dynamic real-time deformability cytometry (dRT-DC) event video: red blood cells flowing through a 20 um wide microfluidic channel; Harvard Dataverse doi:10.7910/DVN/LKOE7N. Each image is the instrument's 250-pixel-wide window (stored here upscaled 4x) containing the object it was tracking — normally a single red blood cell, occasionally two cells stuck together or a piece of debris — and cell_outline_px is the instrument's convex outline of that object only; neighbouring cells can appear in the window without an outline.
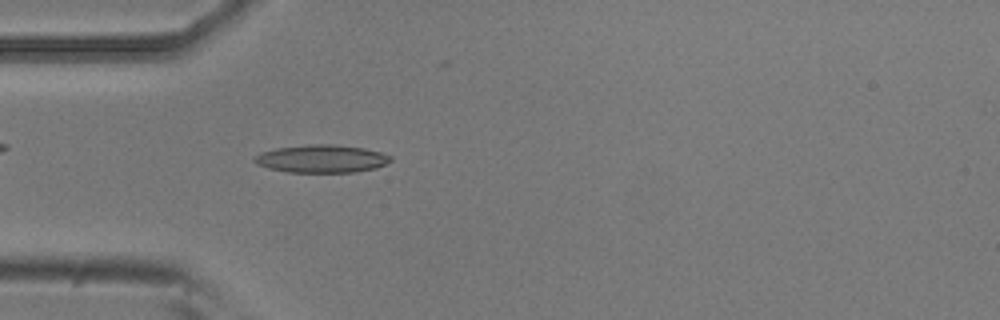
{"species": "common noctule bat (a hibernating species)", "species_latin": "Nyctalus noctula", "temperature_condition": "room temperature", "stored_images_in_passage": 39, "camera_frame_rate_fps": 3000, "um_per_image_px": 0.085, "animal": {"sex": "male", "body_mass_g": 20.5, "forearm_length_mm": 52.5}, "frame": {"image": 1, "passage_image": 1, "time_ms": 0.0, "image_size_px": [1000, 320], "cell_outline_px": [[392, 160], [376, 168], [356, 172], [288, 172], [268, 168], [256, 164], [252, 160], [260, 152], [276, 148], [308, 144], [336, 144], [364, 148], [380, 152], [392, 156]], "centroid_in_image_um": [27.33, 13.49], "position_along_channel_um": 57.7, "area_um2": 22.2}}
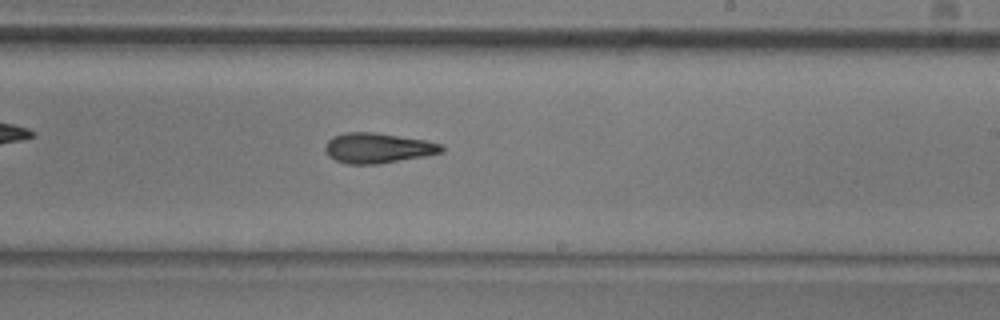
{"frame": {"image": 2, "passage_image": 17, "time_ms": 5.333, "image_size_px": [1000, 320], "cell_outline_px": [[444, 152], [424, 156], [376, 164], [348, 164], [336, 160], [328, 156], [324, 148], [328, 140], [332, 136], [344, 132], [376, 132], [424, 140], [444, 144]], "centroid_in_image_um": [32.11, 12.57], "position_along_channel_um": 256.9, "area_um2": 20.52}}
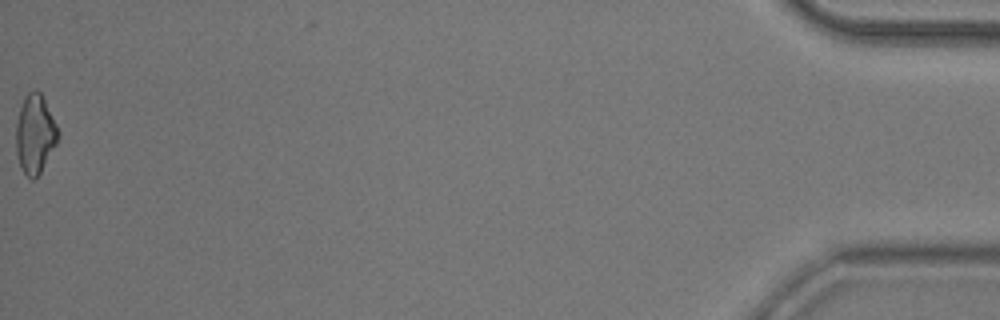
{"frame": {"image": 3, "passage_image": 39, "time_ms": 12.667, "image_size_px": [1000, 320], "cell_outline_px": [[60, 132], [56, 144], [36, 180], [32, 180], [24, 172], [20, 164], [16, 152], [16, 124], [20, 108], [28, 92], [36, 88], [40, 92]], "centroid_in_image_um": [2.98, 11.41], "position_along_channel_um": 432.2, "area_um2": 19.07}, "authors_computed_cell_mechanics": {"area_um2": 19.7098, "velocity_mm_per_s": 3.7759, "shape_relaxation_time_tau1_ms": null, "shape_relaxation_time_tau2_ms": 2.8693, "deformation_change_tau1": null, "deformation_change_tau2": 0.1208}}